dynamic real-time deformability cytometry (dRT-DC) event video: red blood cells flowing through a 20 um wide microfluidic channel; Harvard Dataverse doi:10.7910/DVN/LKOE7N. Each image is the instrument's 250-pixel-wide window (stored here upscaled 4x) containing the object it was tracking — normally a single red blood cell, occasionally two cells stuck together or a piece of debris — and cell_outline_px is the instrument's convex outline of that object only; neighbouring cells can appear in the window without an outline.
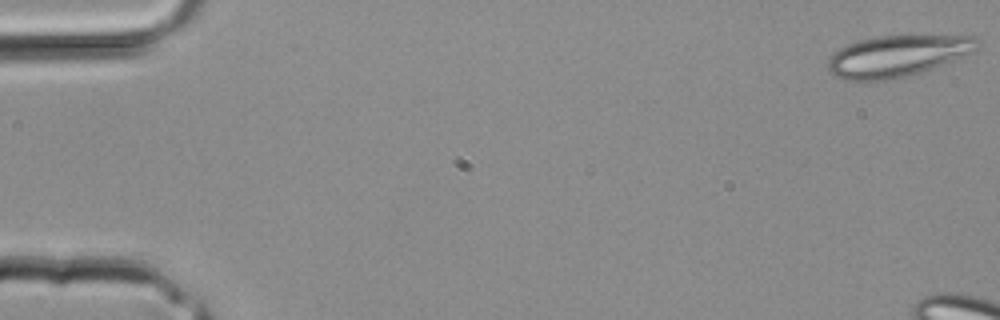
{"species": "common noctule bat (a hibernating species)", "species_latin": "Nyctalus noctula", "temperature_condition": "room temperature", "stored_images_in_passage": 4, "camera_frame_rate_fps": 3000, "um_per_image_px": 0.085, "animal": {"sex": "male", "body_mass_g": 20.4}, "frame": {"image": 1, "passage_image": 1, "time_ms": 0.0, "image_size_px": [1000, 320], "cell_outline_px": [[980, 44], [972, 52], [952, 60], [920, 72], [908, 76], [884, 80], [844, 80], [836, 76], [828, 68], [828, 60], [840, 48], [848, 44], [860, 40], [880, 36], [976, 36], [980, 40]], "centroid_in_image_um": [76.28, 4.75], "position_along_channel_um": 8.7, "area_um2": 35.32}}